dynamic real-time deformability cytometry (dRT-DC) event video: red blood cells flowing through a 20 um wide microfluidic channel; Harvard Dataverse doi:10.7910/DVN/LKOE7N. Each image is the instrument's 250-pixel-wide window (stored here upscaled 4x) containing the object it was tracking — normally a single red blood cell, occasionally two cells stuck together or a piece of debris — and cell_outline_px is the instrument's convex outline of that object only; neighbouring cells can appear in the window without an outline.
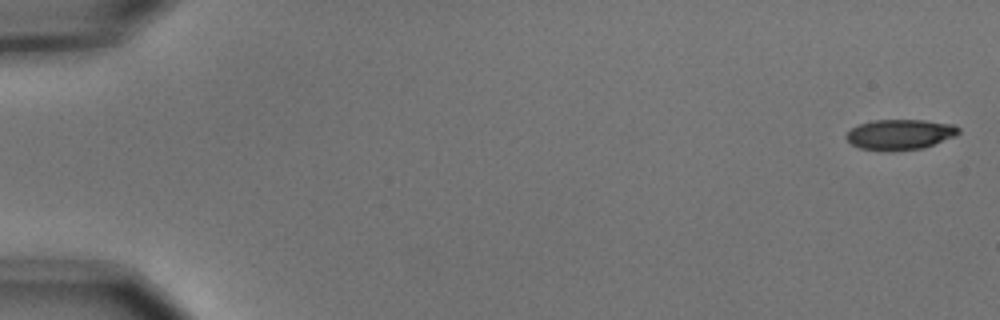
{"species": "common noctule bat (a hibernating species)", "species_latin": "Nyctalus noctula", "temperature_condition": "cold", "stored_images_in_passage": 7, "camera_frame_rate_fps": 3000, "um_per_image_px": 0.085, "animal": {"sex": "male", "body_mass_g": 15.6}, "frame": {"image": 1, "passage_image": 1, "time_ms": 0.0, "image_size_px": [1000, 320], "cell_outline_px": [[960, 132], [956, 136], [924, 148], [884, 152], [860, 148], [852, 144], [844, 136], [852, 128], [860, 124], [872, 120], [924, 120], [956, 124], [960, 128]], "centroid_in_image_um": [76.53, 11.43], "position_along_channel_um": 8.5, "area_um2": 20.17}}
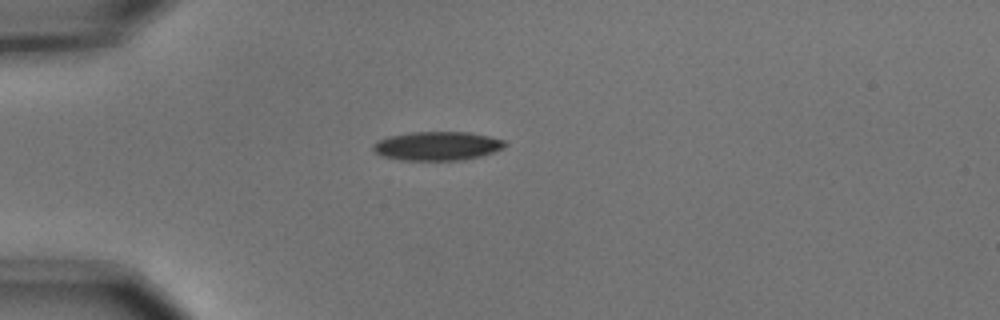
{"frame": {"image": 2, "passage_image": 5, "time_ms": 1.333, "image_size_px": [1000, 320], "cell_outline_px": [[508, 144], [504, 148], [480, 156], [460, 160], [400, 160], [380, 156], [372, 148], [372, 144], [376, 140], [388, 136], [412, 132], [468, 132], [488, 136], [504, 140]], "centroid_in_image_um": [37.13, 12.4], "position_along_channel_um": 47.9, "area_um2": 22.25}}
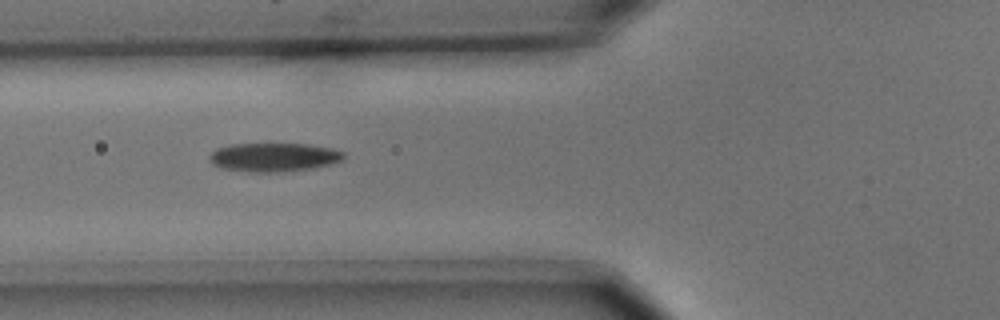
{"frame": {"image": 3, "passage_image": 7, "time_ms": 2.0, "image_size_px": [1000, 320], "cell_outline_px": [[344, 156], [340, 160], [332, 164], [312, 168], [276, 172], [252, 172], [220, 168], [212, 164], [208, 160], [208, 156], [216, 148], [228, 144], [308, 144], [332, 148], [344, 152]], "centroid_in_image_um": [23.22, 13.36], "position_along_channel_um": 102.6, "area_um2": 22.54}}